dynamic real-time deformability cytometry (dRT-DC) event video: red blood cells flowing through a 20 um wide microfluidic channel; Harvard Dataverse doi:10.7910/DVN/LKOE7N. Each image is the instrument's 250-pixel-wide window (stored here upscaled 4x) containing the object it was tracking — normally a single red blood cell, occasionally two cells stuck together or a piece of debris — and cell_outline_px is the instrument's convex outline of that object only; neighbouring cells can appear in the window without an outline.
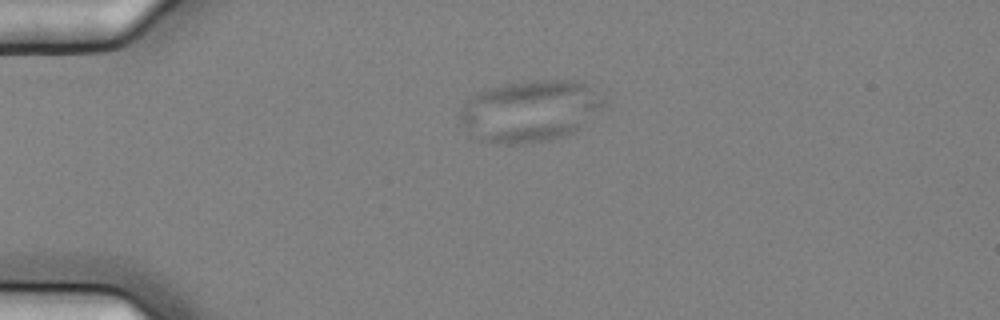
{"species": "common noctule bat (a hibernating species)", "species_latin": "Nyctalus noctula", "temperature_condition": "cold", "stored_images_in_passage": 2, "camera_frame_rate_fps": 3000, "um_per_image_px": 0.085, "animal": {"sex": "female", "body_mass_g": 25.1}, "frame": {"image": 1, "passage_image": 1, "time_ms": 0.0, "image_size_px": [1000, 320], "cell_outline_px": [[608, 104], [572, 132], [564, 136], [548, 140], [524, 144], [492, 144], [468, 136], [460, 120], [460, 108], [476, 92], [504, 84], [536, 80], [584, 80]], "centroid_in_image_um": [45.01, 9.44], "position_along_channel_um": 40.0, "area_um2": 51.96}}